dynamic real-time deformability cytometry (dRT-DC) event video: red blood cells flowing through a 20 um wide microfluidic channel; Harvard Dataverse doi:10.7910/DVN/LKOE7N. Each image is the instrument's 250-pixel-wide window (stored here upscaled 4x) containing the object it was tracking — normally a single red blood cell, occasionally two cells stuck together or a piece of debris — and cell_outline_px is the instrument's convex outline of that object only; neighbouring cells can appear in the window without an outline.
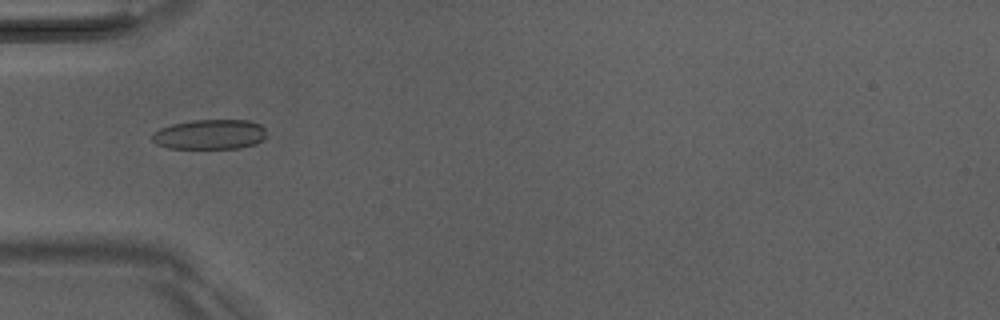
{"species": "Egyptian fruit bat (a non-hibernating species)", "species_latin": "Rousettus aegyptiacus", "temperature_condition": "room temperature", "stored_images_in_passage": 51, "camera_frame_rate_fps": 3000, "um_per_image_px": 0.085, "animal": {"sex": "male"}, "frame": {"image": 1, "passage_image": 17, "time_ms": 5.333, "image_size_px": [1000, 320], "cell_outline_px": [[268, 136], [264, 140], [256, 144], [240, 148], [168, 148], [156, 144], [152, 140], [152, 132], [160, 128], [172, 124], [192, 120], [248, 120], [260, 124], [264, 128]], "centroid_in_image_um": [17.86, 11.42], "position_along_channel_um": 67.1, "area_um2": 20.17}}
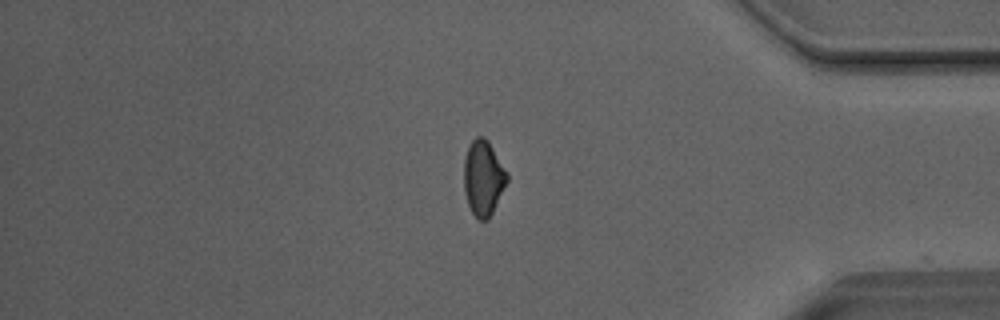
{"frame": {"image": 2, "passage_image": 43, "time_ms": 14.0, "image_size_px": [1000, 320], "cell_outline_px": [[508, 180], [488, 220], [476, 220], [468, 204], [464, 192], [464, 156], [472, 140], [476, 136], [484, 136], [488, 140], [508, 172]], "centroid_in_image_um": [41.07, 15.11], "position_along_channel_um": 394.1, "area_um2": 19.02}}
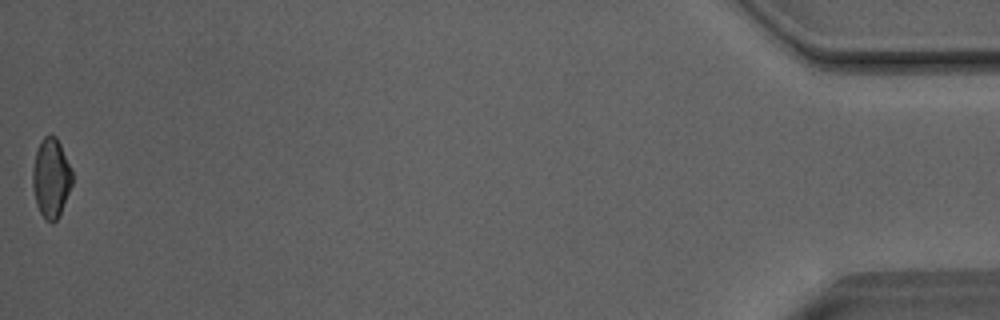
{"frame": {"image": 3, "passage_image": 51, "time_ms": 16.667, "image_size_px": [1000, 320], "cell_outline_px": [[72, 184], [60, 212], [56, 220], [52, 224], [44, 220], [36, 204], [32, 188], [32, 168], [36, 152], [40, 140], [44, 136], [56, 136], [60, 144], [72, 172]], "centroid_in_image_um": [4.31, 15.15], "position_along_channel_um": 430.9, "area_um2": 18.21}, "authors_computed_cell_mechanics": {"area_um2": 19.0162, "velocity_mm_per_s": 4.0827, "shape_relaxation_time_tau1_ms": null, "shape_relaxation_time_tau2_ms": 3.2393, "deformation_change_tau1": null, "deformation_change_tau2": 0.0907}}